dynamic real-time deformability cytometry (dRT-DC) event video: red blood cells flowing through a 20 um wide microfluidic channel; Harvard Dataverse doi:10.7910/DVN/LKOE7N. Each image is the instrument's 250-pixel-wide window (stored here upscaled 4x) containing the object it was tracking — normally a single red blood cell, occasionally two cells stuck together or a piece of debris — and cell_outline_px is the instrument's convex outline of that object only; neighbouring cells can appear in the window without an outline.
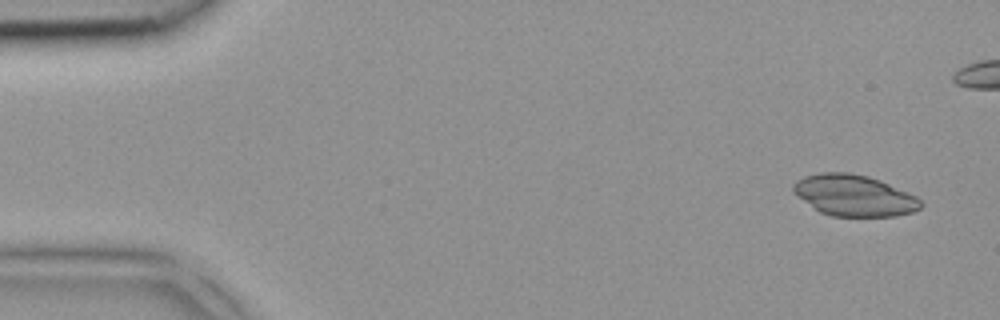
{"species": "common noctule bat (a hibernating species)", "species_latin": "Nyctalus noctula", "temperature_condition": "room temperature", "stored_images_in_passage": 5, "camera_frame_rate_fps": 3000, "um_per_image_px": 0.085, "animal": {"sex": "female", "body_mass_g": 18.4}, "frame": {"image": 1, "passage_image": 1, "time_ms": 0.0, "image_size_px": [1000, 320], "cell_outline_px": [[924, 204], [920, 208], [912, 212], [896, 216], [832, 216], [820, 212], [792, 192], [792, 184], [796, 180], [804, 176], [820, 172], [848, 172], [868, 176], [880, 180], [916, 196]], "centroid_in_image_um": [72.58, 16.6], "position_along_channel_um": 12.4, "area_um2": 30.63}}
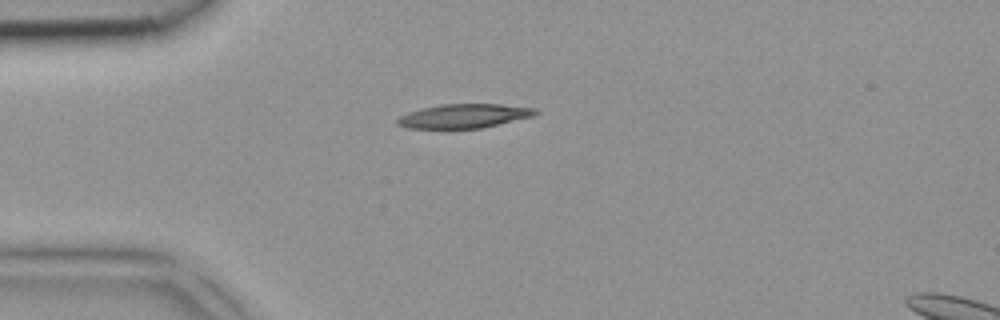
{"frame": {"image": 2, "passage_image": 5, "time_ms": 1.333, "image_size_px": [1000, 320], "cell_outline_px": [[540, 112], [532, 116], [484, 128], [408, 128], [396, 124], [396, 120], [400, 116], [408, 112], [440, 104], [500, 104], [536, 108]], "centroid_in_image_um": [39.46, 9.86], "position_along_channel_um": 45.5, "area_um2": 19.31}}